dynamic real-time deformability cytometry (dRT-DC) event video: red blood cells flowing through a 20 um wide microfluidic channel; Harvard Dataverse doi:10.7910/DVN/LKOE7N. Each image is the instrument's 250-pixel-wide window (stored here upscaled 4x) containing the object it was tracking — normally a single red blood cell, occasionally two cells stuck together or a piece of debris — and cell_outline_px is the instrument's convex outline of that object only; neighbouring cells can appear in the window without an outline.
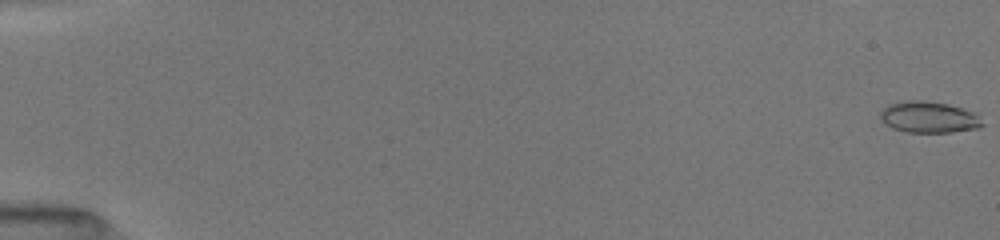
{"species": "common noctule bat (a hibernating species)", "species_latin": "Nyctalus noctula", "temperature_condition": "room temperature", "stored_images_in_passage": 27, "camera_frame_rate_fps": 3000, "um_per_image_px": 0.085, "animal": {"sex": "female", "body_mass_g": 19.5, "forearm_length_mm": 54.1}, "frame": {"image": 1, "passage_image": 1, "time_ms": 0.0, "image_size_px": [1000, 240], "cell_outline_px": [[984, 124], [980, 128], [952, 132], [904, 132], [892, 128], [880, 116], [880, 112], [888, 104], [908, 100], [924, 100], [948, 104], [976, 112]], "centroid_in_image_um": [79.0, 9.95], "position_along_channel_um": 6.0, "area_um2": 18.67}}